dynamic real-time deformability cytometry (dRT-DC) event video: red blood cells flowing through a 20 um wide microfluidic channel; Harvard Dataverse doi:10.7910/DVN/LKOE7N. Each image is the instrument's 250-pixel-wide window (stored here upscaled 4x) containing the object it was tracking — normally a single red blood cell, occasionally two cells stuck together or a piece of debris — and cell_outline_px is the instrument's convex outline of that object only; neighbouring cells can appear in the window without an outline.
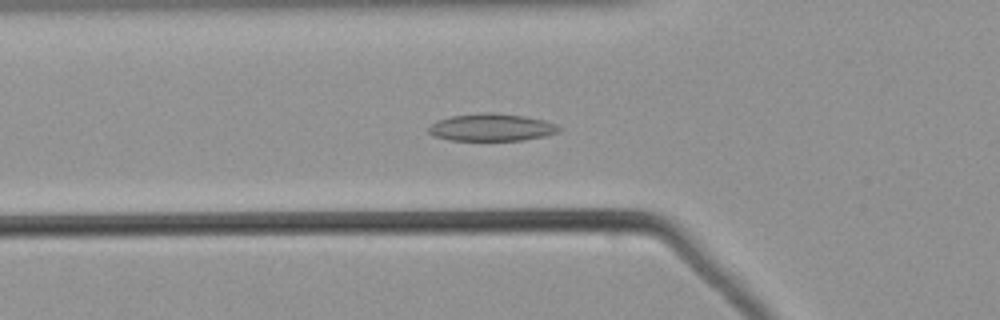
{"species": "common noctule bat (a hibernating species)", "species_latin": "Nyctalus noctula", "temperature_condition": "warm", "stored_images_in_passage": 54, "camera_frame_rate_fps": 3000, "um_per_image_px": 0.085, "animal": {"sex": "male", "body_mass_g": 21.5, "forearm_length_mm": 52.0}, "frame": {"image": 1, "passage_image": 18, "time_ms": 5.667, "image_size_px": [1000, 320], "cell_outline_px": [[560, 128], [556, 132], [544, 136], [524, 140], [448, 140], [436, 136], [428, 132], [428, 128], [432, 124], [440, 120], [452, 116], [484, 112], [492, 112], [524, 116], [544, 120], [556, 124]], "centroid_in_image_um": [41.78, 10.82], "position_along_channel_um": 84.0, "area_um2": 20.52}}
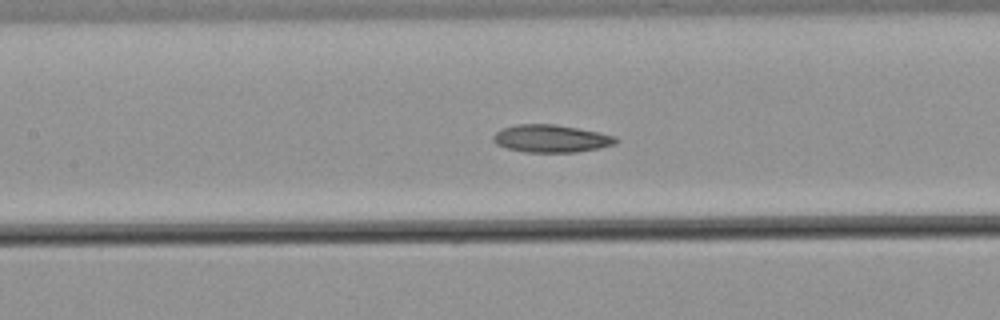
{"frame": {"image": 2, "passage_image": 24, "time_ms": 7.667, "image_size_px": [1000, 320], "cell_outline_px": [[620, 140], [616, 144], [600, 148], [576, 152], [524, 152], [508, 148], [496, 144], [492, 140], [492, 136], [496, 132], [504, 128], [516, 124], [556, 124], [616, 136]], "centroid_in_image_um": [46.85, 11.78], "position_along_channel_um": 160.5, "area_um2": 19.71}}
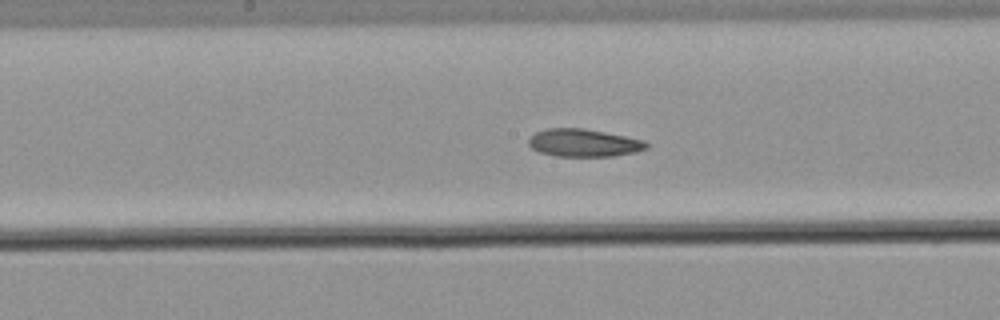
{"frame": {"image": 3, "passage_image": 27, "time_ms": 8.667, "image_size_px": [1000, 320], "cell_outline_px": [[648, 148], [636, 152], [612, 156], [556, 156], [540, 152], [532, 148], [528, 144], [528, 140], [536, 132], [544, 128], [584, 128], [644, 140], [648, 144]], "centroid_in_image_um": [49.61, 12.14], "position_along_channel_um": 198.6, "area_um2": 18.96}}